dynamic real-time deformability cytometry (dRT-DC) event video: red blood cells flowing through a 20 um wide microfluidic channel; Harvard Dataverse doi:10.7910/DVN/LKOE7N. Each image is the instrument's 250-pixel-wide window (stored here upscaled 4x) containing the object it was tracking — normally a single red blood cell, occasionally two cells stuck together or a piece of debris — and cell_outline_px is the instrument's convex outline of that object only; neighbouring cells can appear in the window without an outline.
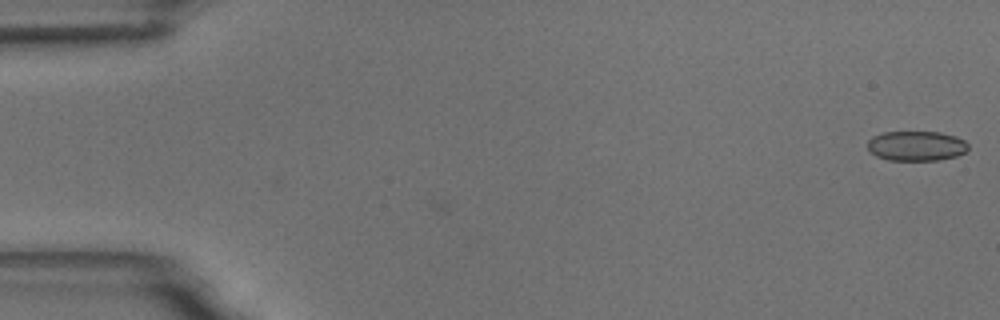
{"species": "common noctule bat (a hibernating species)", "species_latin": "Nyctalus noctula", "temperature_condition": "room temperature", "stored_images_in_passage": 6, "camera_frame_rate_fps": 3000, "um_per_image_px": 0.085, "animal": {"sex": "male", "body_mass_g": 18.8}, "frame": {"image": 1, "passage_image": 6, "time_ms": 1.667, "image_size_px": [1000, 320], "cell_outline_px": [[968, 148], [964, 152], [956, 156], [936, 160], [888, 160], [876, 156], [868, 148], [868, 140], [872, 136], [884, 132], [940, 132], [956, 136], [964, 140], [968, 144]], "centroid_in_image_um": [77.88, 12.39], "position_along_channel_um": 7.1, "area_um2": 17.46}}